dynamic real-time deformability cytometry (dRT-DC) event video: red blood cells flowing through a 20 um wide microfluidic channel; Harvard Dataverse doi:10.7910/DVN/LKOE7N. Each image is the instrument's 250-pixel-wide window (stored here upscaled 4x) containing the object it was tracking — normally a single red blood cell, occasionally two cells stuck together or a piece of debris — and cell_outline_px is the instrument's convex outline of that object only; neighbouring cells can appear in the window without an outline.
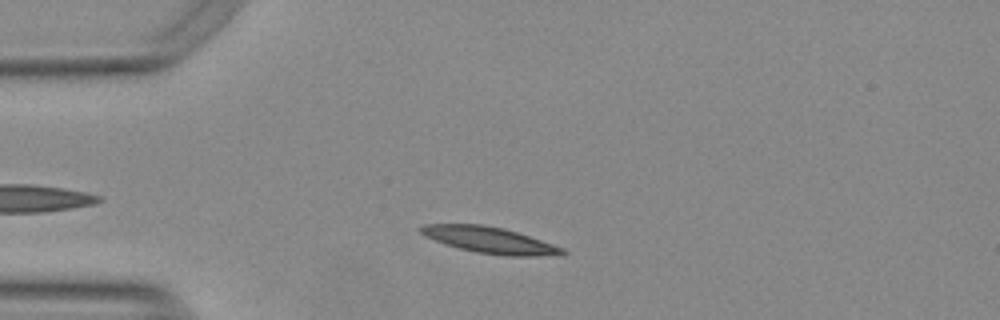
{"species": "Egyptian fruit bat (a non-hibernating species)", "species_latin": "Rousettus aegyptiacus", "temperature_condition": "warm", "stored_images_in_passage": 42, "camera_frame_rate_fps": 3000, "um_per_image_px": 0.085, "animal": {"sex": "female"}, "frame": {"image": 1, "passage_image": 1, "time_ms": 0.0, "image_size_px": [1000, 320], "cell_outline_px": [[568, 252], [564, 256], [508, 256], [476, 252], [444, 244], [424, 236], [416, 228], [424, 224], [480, 224], [504, 228], [564, 248]], "centroid_in_image_um": [41.63, 20.41], "position_along_channel_um": 43.4, "area_um2": 21.79}}
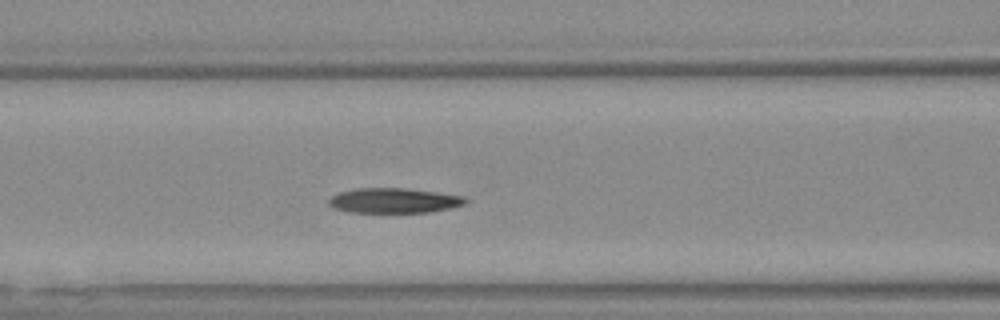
{"frame": {"image": 2, "passage_image": 10, "time_ms": 3.0, "image_size_px": [1000, 320], "cell_outline_px": [[468, 204], [452, 208], [432, 212], [352, 212], [332, 208], [328, 204], [328, 200], [332, 196], [340, 192], [356, 188], [404, 188], [436, 192], [464, 196], [468, 200]], "centroid_in_image_um": [33.52, 17.05], "position_along_channel_um": 133.1, "area_um2": 20.0}}
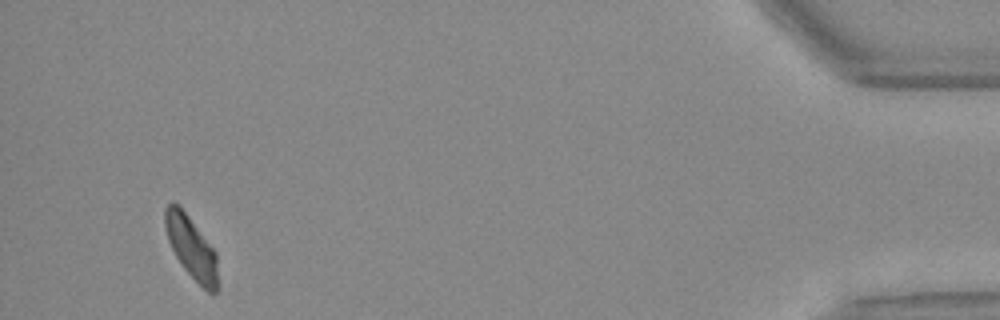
{"frame": {"image": 3, "passage_image": 39, "time_ms": 12.667, "image_size_px": [1000, 320], "cell_outline_px": [[220, 288], [212, 296], [184, 268], [176, 256], [168, 240], [164, 228], [164, 208], [172, 200], [180, 204], [216, 252]], "centroid_in_image_um": [16.28, 21.02], "position_along_channel_um": 418.9, "area_um2": 19.59}, "authors_computed_cell_mechanics": {"area_um2": 20.3745, "velocity_mm_per_s": 3.7494, "shape_relaxation_time_tau1_ms": 4.6892, "shape_relaxation_time_tau2_ms": 2.293, "deformation_change_tau1": 0.1511, "deformation_change_tau2": 0.0824}}